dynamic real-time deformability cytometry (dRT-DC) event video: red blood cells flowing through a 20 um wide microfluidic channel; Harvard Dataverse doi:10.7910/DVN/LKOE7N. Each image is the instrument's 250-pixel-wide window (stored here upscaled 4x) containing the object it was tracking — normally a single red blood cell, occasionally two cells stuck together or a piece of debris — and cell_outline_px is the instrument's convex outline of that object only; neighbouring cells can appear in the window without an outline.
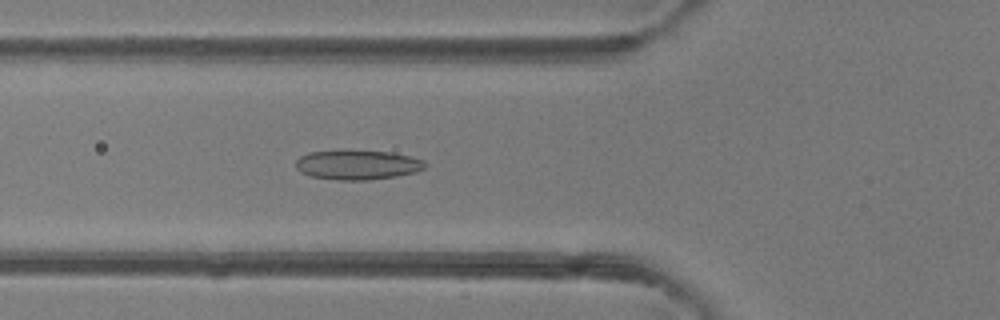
{"species": "common noctule bat (a hibernating species)", "species_latin": "Nyctalus noctula", "temperature_condition": "room temperature", "stored_images_in_passage": 44, "camera_frame_rate_fps": 3000, "um_per_image_px": 0.085, "animal": {"sex": "female"}, "frame": {"image": 1, "passage_image": 13, "time_ms": 4.0, "image_size_px": [1000, 320], "cell_outline_px": [[428, 164], [424, 168], [416, 172], [396, 176], [368, 180], [340, 180], [312, 176], [300, 172], [296, 168], [296, 160], [300, 156], [308, 152], [340, 148], [352, 148], [392, 152], [424, 160]], "centroid_in_image_um": [30.36, 13.96], "position_along_channel_um": 95.4, "area_um2": 23.12}}
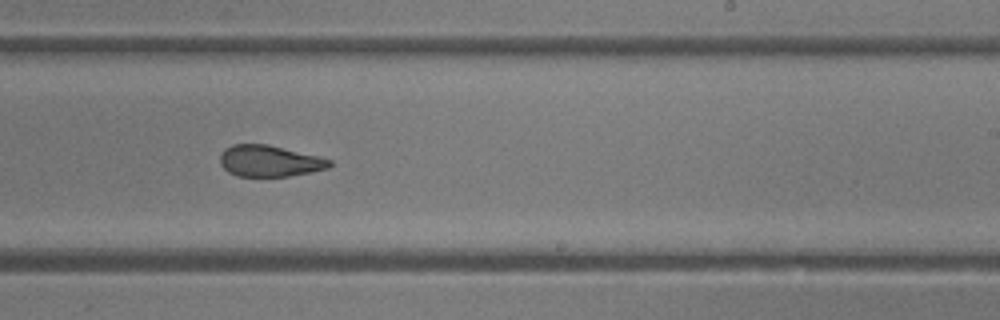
{"frame": {"image": 2, "passage_image": 25, "time_ms": 8.0, "image_size_px": [1000, 320], "cell_outline_px": [[332, 164], [328, 168], [312, 172], [288, 176], [240, 176], [228, 172], [220, 164], [220, 156], [224, 148], [232, 144], [268, 144], [332, 160]], "centroid_in_image_um": [22.89, 13.68], "position_along_channel_um": 266.1, "area_um2": 19.88}}
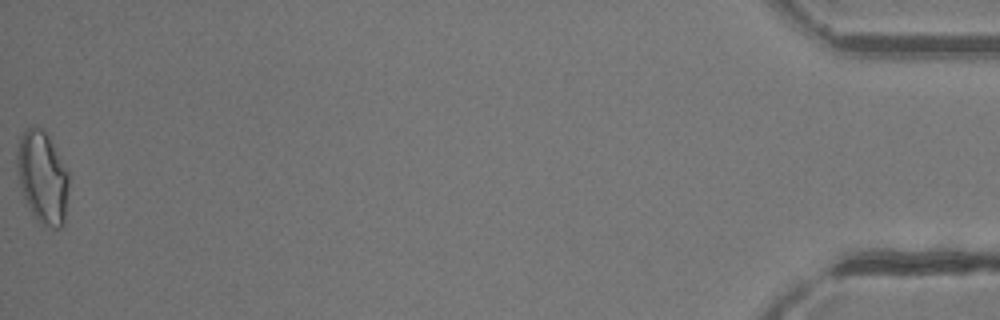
{"frame": {"image": 3, "passage_image": 44, "time_ms": 14.333, "image_size_px": [1000, 320], "cell_outline_px": [[68, 188], [64, 224], [60, 228], [44, 228], [40, 224], [32, 212], [24, 196], [20, 184], [16, 168], [16, 148], [20, 136], [24, 128], [40, 128], [48, 136], [68, 172]], "centroid_in_image_um": [3.6, 15.1], "position_along_channel_um": 431.6, "area_um2": 27.74}, "authors_computed_cell_mechanics": {"area_um2": 22.4553, "velocity_mm_per_s": 4.2532, "shape_relaxation_time_tau1_ms": null, "shape_relaxation_time_tau2_ms": 1.9723, "deformation_change_tau1": null, "deformation_change_tau2": 0.0845}}